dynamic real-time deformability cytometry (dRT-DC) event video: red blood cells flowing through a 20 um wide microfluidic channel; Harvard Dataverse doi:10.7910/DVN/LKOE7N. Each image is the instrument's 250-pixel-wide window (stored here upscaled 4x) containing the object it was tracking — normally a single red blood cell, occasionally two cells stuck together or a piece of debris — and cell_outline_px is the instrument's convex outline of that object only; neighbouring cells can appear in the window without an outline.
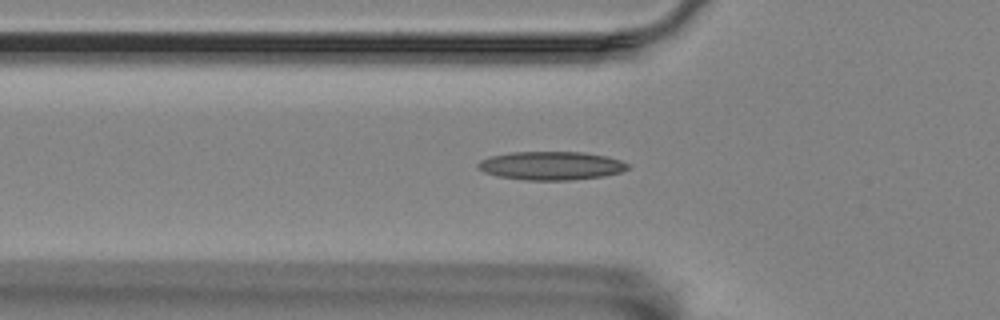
{"species": "Egyptian fruit bat (a non-hibernating species)", "species_latin": "Rousettus aegyptiacus", "temperature_condition": "room temperature", "stored_images_in_passage": 11, "camera_frame_rate_fps": 3000, "um_per_image_px": 0.085, "animal": {"sex": "female"}, "frame": {"image": 1, "passage_image": 2, "time_ms": 0.333, "image_size_px": [1000, 320], "cell_outline_px": [[628, 168], [620, 172], [604, 176], [568, 180], [524, 180], [496, 176], [484, 172], [476, 168], [476, 164], [480, 160], [492, 156], [508, 152], [584, 152], [608, 156], [620, 160], [628, 164]], "centroid_in_image_um": [46.8, 14.08], "position_along_channel_um": 79.0, "area_um2": 24.97}}
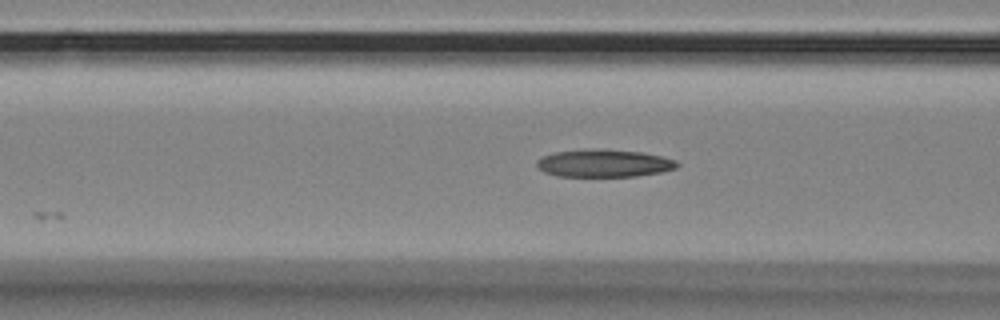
{"frame": {"image": 2, "passage_image": 5, "time_ms": 1.333, "image_size_px": [1000, 320], "cell_outline_px": [[680, 164], [676, 168], [660, 172], [636, 176], [556, 176], [544, 172], [536, 164], [536, 160], [544, 156], [556, 152], [596, 148], [604, 148], [640, 152], [660, 156], [676, 160]], "centroid_in_image_um": [51.34, 13.87], "position_along_channel_um": 115.3, "area_um2": 22.54}}
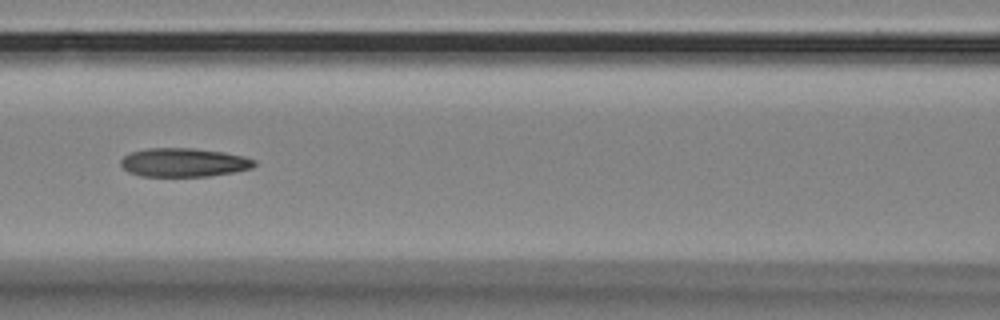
{"frame": {"image": 3, "passage_image": 8, "time_ms": 2.333, "image_size_px": [1000, 320], "cell_outline_px": [[256, 164], [252, 168], [232, 172], [208, 176], [140, 176], [128, 172], [120, 164], [120, 160], [124, 156], [132, 152], [148, 148], [192, 148], [224, 152], [244, 156], [256, 160]], "centroid_in_image_um": [15.62, 13.81], "position_along_channel_um": 151.0, "area_um2": 22.31}}